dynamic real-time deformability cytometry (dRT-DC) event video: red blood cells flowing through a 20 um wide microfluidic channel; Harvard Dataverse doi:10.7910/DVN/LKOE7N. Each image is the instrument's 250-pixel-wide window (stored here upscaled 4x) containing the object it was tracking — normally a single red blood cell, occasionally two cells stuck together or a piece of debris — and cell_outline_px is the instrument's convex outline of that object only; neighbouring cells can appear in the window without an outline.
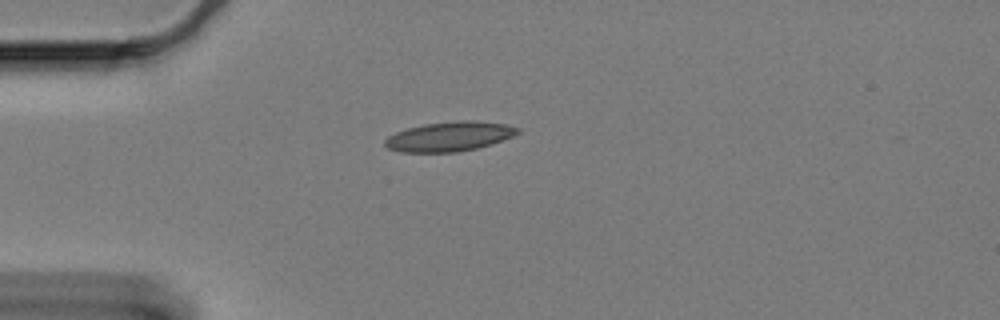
{"species": "Egyptian fruit bat (a non-hibernating species)", "species_latin": "Rousettus aegyptiacus", "temperature_condition": "cold", "stored_images_in_passage": 26, "camera_frame_rate_fps": 3000, "um_per_image_px": 0.085, "animal": {"sex": "female"}, "frame": {"image": 1, "passage_image": 1, "time_ms": 0.0, "image_size_px": [1000, 320], "cell_outline_px": [[520, 132], [512, 136], [476, 148], [456, 152], [400, 152], [388, 148], [384, 144], [384, 140], [388, 136], [396, 132], [408, 128], [424, 124], [460, 120], [476, 120], [504, 124], [520, 128]], "centroid_in_image_um": [38.17, 11.59], "position_along_channel_um": 46.8, "area_um2": 22.66}}
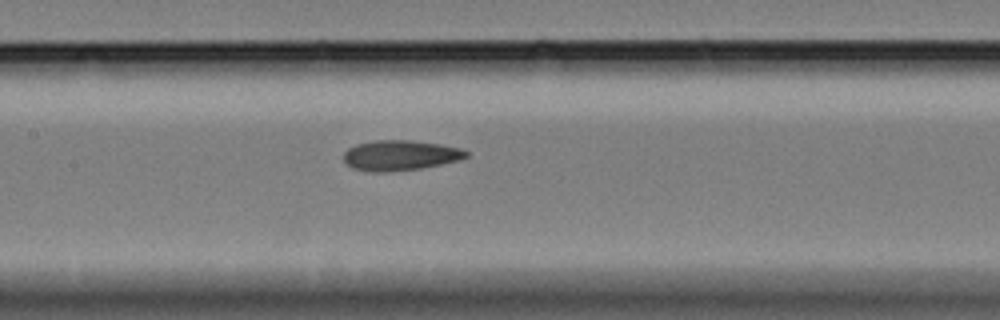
{"frame": {"image": 2, "passage_image": 14, "time_ms": 4.333, "image_size_px": [1000, 320], "cell_outline_px": [[468, 156], [460, 160], [420, 168], [388, 172], [372, 172], [352, 168], [344, 160], [344, 152], [348, 148], [356, 144], [376, 140], [412, 140], [440, 144], [460, 148], [468, 152]], "centroid_in_image_um": [34.0, 13.2], "position_along_channel_um": 173.4, "area_um2": 21.56}}
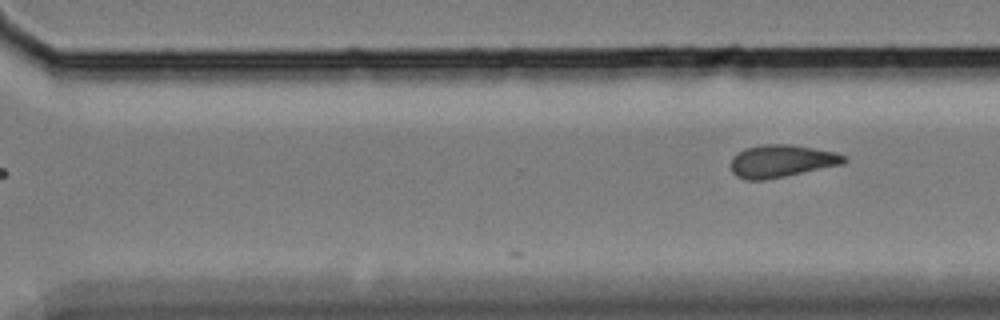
{"frame": {"image": 3, "passage_image": 26, "time_ms": 8.333, "image_size_px": [1000, 320], "cell_outline_px": [[848, 160], [844, 164], [764, 180], [748, 180], [736, 176], [732, 172], [732, 156], [736, 152], [744, 148], [764, 144], [792, 144], [836, 152], [844, 156]], "centroid_in_image_um": [66.42, 13.68], "position_along_channel_um": 304.2, "area_um2": 21.5}}